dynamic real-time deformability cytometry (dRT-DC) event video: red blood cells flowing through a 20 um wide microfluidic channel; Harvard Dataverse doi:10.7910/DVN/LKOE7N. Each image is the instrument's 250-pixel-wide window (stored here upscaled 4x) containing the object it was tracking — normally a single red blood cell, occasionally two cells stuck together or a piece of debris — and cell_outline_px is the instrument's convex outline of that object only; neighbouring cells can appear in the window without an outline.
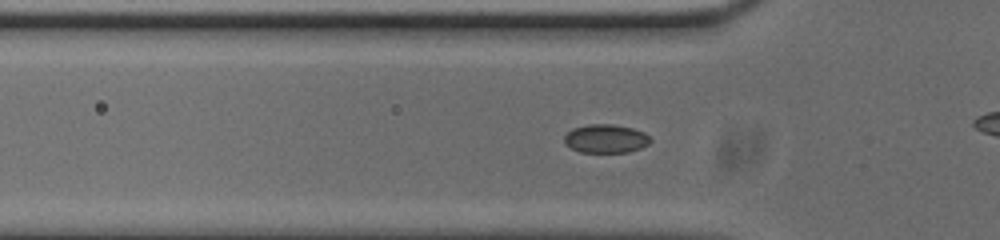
{"species": "common noctule bat (a hibernating species)", "species_latin": "Nyctalus noctula", "temperature_condition": "cold", "stored_images_in_passage": 41, "camera_frame_rate_fps": 3000, "um_per_image_px": 0.085, "animal": {"sex": "male", "body_mass_g": 20.0, "forearm_length_mm": 53.3}, "frame": {"image": 1, "passage_image": 15, "time_ms": 4.667, "image_size_px": [1000, 240], "cell_outline_px": [[652, 140], [648, 144], [640, 148], [628, 152], [580, 152], [564, 144], [564, 136], [572, 128], [588, 124], [612, 124], [632, 128], [644, 132]], "centroid_in_image_um": [51.47, 11.78], "position_along_channel_um": 74.3, "area_um2": 14.33}}
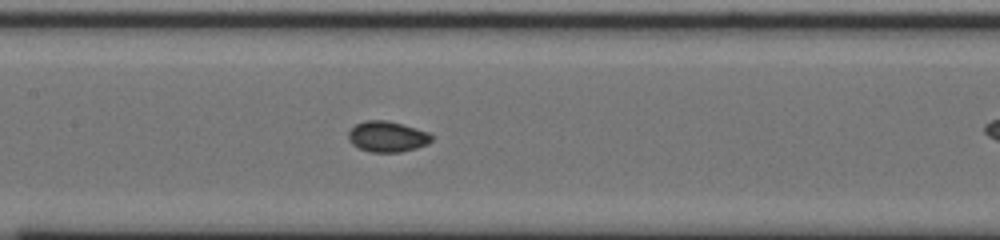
{"frame": {"image": 2, "passage_image": 23, "time_ms": 7.333, "image_size_px": [1000, 240], "cell_outline_px": [[432, 140], [428, 144], [416, 148], [400, 152], [372, 152], [360, 148], [352, 144], [348, 140], [348, 132], [356, 124], [364, 120], [388, 120], [428, 132], [432, 136]], "centroid_in_image_um": [32.91, 11.61], "position_along_channel_um": 174.5, "area_um2": 14.85}}
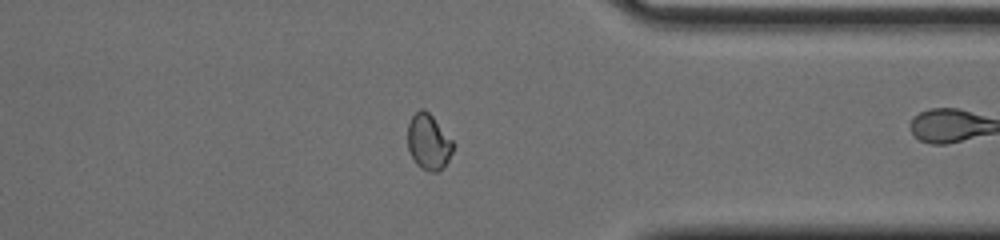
{"frame": {"image": 3, "passage_image": 40, "time_ms": 13.0, "image_size_px": [1000, 240], "cell_outline_px": [[456, 144], [444, 168], [436, 172], [428, 172], [420, 168], [416, 164], [408, 148], [408, 124], [412, 116], [420, 108], [424, 108], [432, 116]], "centroid_in_image_um": [36.44, 12.08], "position_along_channel_um": 375.0, "area_um2": 14.85}}